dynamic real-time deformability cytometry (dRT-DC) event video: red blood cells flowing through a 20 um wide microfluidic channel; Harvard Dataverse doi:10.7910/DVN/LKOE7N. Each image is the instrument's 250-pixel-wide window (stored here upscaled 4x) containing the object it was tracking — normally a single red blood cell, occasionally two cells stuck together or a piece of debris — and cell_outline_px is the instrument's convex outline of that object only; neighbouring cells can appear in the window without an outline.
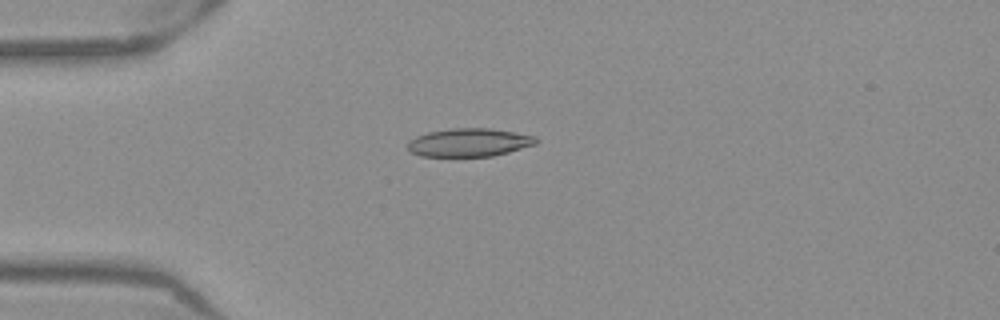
{"species": "Egyptian fruit bat (a non-hibernating species)", "species_latin": "Rousettus aegyptiacus", "temperature_condition": "warm", "stored_images_in_passage": 40, "camera_frame_rate_fps": 3000, "um_per_image_px": 0.085, "frame": {"image": 1, "passage_image": 2, "time_ms": 0.333, "image_size_px": [1000, 320], "cell_outline_px": [[540, 140], [536, 144], [508, 152], [492, 156], [420, 156], [412, 152], [408, 148], [408, 140], [416, 136], [428, 132], [452, 128], [488, 128], [536, 136]], "centroid_in_image_um": [39.88, 12.11], "position_along_channel_um": 45.1, "area_um2": 21.04}}
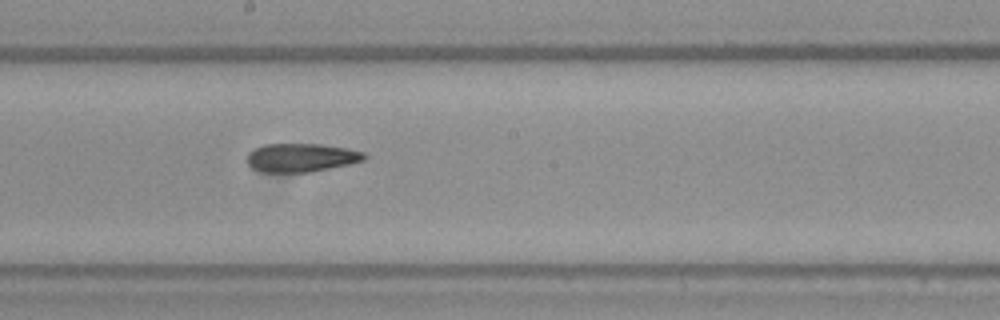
{"frame": {"image": 2, "passage_image": 17, "time_ms": 5.333, "image_size_px": [1000, 320], "cell_outline_px": [[368, 156], [364, 160], [348, 164], [308, 172], [260, 172], [252, 168], [248, 164], [248, 152], [252, 148], [264, 144], [320, 144], [348, 148], [364, 152]], "centroid_in_image_um": [25.58, 13.39], "position_along_channel_um": 222.6, "area_um2": 19.54}}
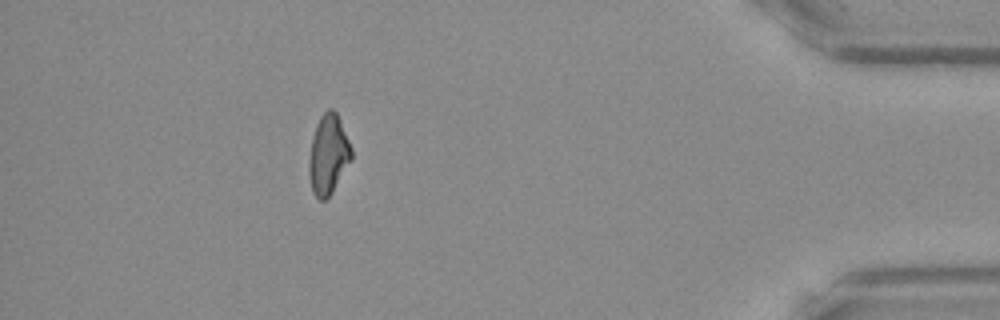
{"frame": {"image": 3, "passage_image": 35, "time_ms": 11.333, "image_size_px": [1000, 320], "cell_outline_px": [[352, 160], [332, 192], [324, 200], [320, 200], [312, 192], [308, 176], [308, 160], [312, 136], [316, 124], [320, 116], [328, 108], [332, 108], [336, 112], [352, 148]], "centroid_in_image_um": [27.89, 13.14], "position_along_channel_um": 407.3, "area_um2": 19.88}, "authors_computed_cell_mechanics": {"area_um2": 19.7098, "velocity_mm_per_s": 3.926, "shape_relaxation_time_tau1_ms": 7.8874, "shape_relaxation_time_tau2_ms": 2.5697, "deformation_change_tau1": 0.2146, "deformation_change_tau2": 0.1127}}